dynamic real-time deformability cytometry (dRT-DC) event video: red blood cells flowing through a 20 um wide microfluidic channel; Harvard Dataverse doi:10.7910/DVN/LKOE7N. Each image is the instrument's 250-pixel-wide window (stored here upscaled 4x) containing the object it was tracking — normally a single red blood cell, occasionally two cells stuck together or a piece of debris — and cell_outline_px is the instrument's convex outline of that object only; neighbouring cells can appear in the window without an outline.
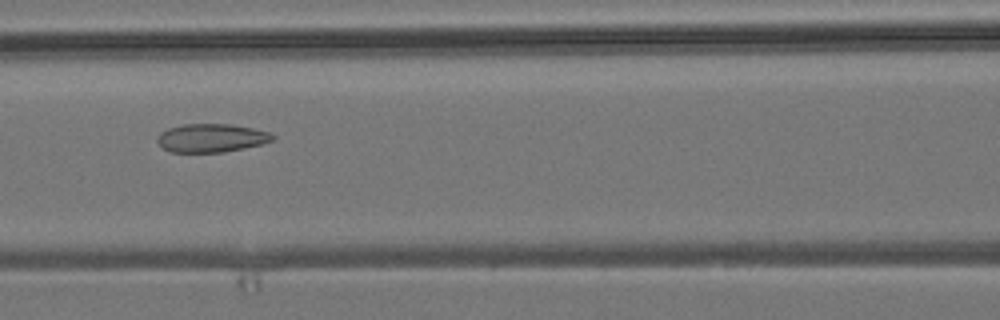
{"species": "common noctule bat (a hibernating species)", "species_latin": "Nyctalus noctula", "temperature_condition": "room temperature", "stored_images_in_passage": 8, "camera_frame_rate_fps": 3000, "um_per_image_px": 0.085, "animal": {"sex": "male", "body_mass_g": 19.2, "forearm_length_mm": 51.8}, "frame": {"image": 1, "passage_image": 6, "time_ms": 7.0, "image_size_px": [1000, 320], "cell_outline_px": [[276, 136], [272, 140], [260, 144], [244, 148], [224, 152], [172, 152], [164, 148], [156, 140], [160, 132], [168, 128], [184, 124], [232, 124], [252, 128], [268, 132]], "centroid_in_image_um": [17.95, 11.72], "position_along_channel_um": 148.6, "area_um2": 18.96}}
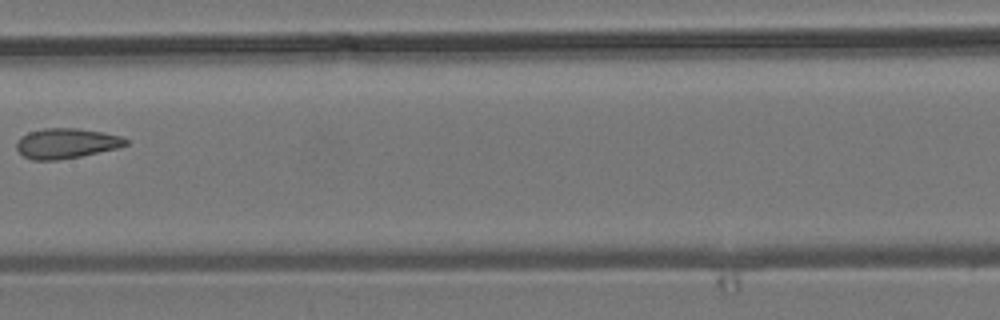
{"frame": {"image": 2, "passage_image": 7, "time_ms": 8.333, "image_size_px": [1000, 320], "cell_outline_px": [[128, 144], [116, 148], [80, 156], [56, 160], [32, 160], [24, 156], [16, 148], [16, 144], [20, 136], [28, 132], [44, 128], [76, 128], [104, 132], [120, 136], [128, 140]], "centroid_in_image_um": [5.61, 12.17], "position_along_channel_um": 201.8, "area_um2": 19.07}}
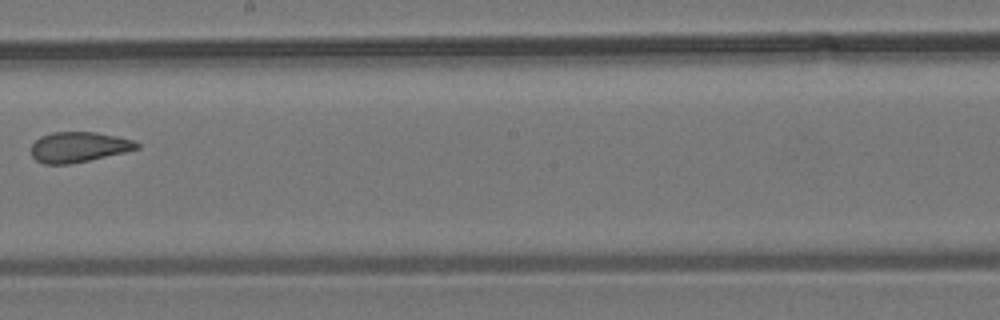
{"frame": {"image": 3, "passage_image": 8, "time_ms": 9.333, "image_size_px": [1000, 320], "cell_outline_px": [[140, 148], [124, 152], [88, 160], [68, 164], [44, 164], [36, 160], [32, 156], [32, 144], [40, 136], [52, 132], [96, 132], [116, 136], [132, 140], [140, 144]], "centroid_in_image_um": [6.67, 12.49], "position_along_channel_um": 241.5, "area_um2": 18.5}}